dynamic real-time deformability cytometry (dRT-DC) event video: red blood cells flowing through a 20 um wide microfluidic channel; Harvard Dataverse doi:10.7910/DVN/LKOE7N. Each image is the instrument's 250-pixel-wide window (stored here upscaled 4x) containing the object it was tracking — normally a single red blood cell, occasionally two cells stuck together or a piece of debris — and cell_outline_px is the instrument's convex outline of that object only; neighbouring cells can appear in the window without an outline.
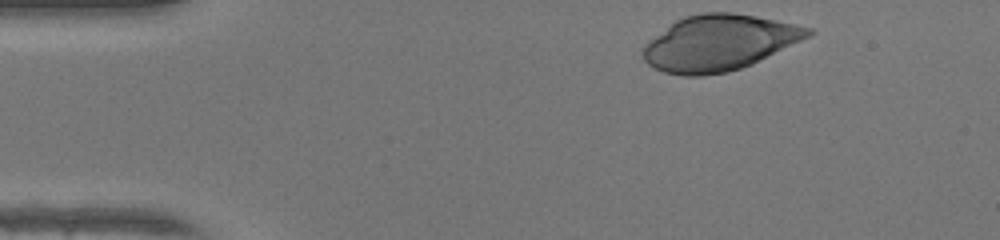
{"species": "human", "species_latin": "Homo sapiens", "temperature_condition": "warm", "stored_images_in_passage": 35, "camera_frame_rate_fps": 3000, "um_per_image_px": 0.085, "donor": {"sex": "female"}, "frame": {"image": 1, "passage_image": 1, "time_ms": 0.0, "image_size_px": [1000, 240], "cell_outline_px": [[816, 32], [752, 64], [740, 68], [724, 72], [704, 76], [684, 76], [664, 72], [648, 64], [644, 60], [644, 44], [648, 40], [676, 20], [684, 16], [704, 12], [732, 12], [756, 16], [776, 20], [812, 28]], "centroid_in_image_um": [61.09, 3.63], "position_along_channel_um": 23.9, "area_um2": 53.12}}
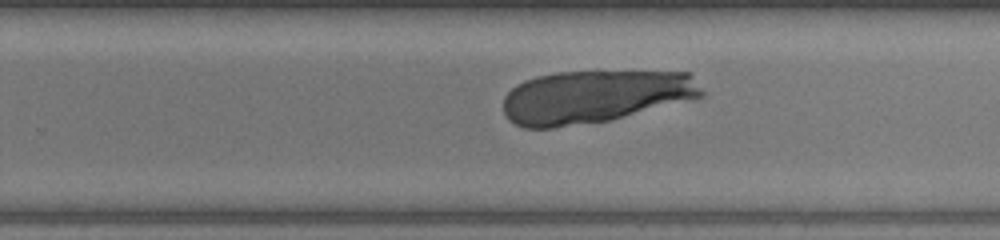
{"frame": {"image": 2, "passage_image": 25, "time_ms": 8.0, "image_size_px": [1000, 240], "cell_outline_px": [[704, 96], [696, 100], [612, 120], [552, 128], [524, 128], [508, 120], [504, 112], [504, 96], [516, 84], [524, 80], [536, 76], [556, 72], [692, 72], [704, 92]], "centroid_in_image_um": [50.61, 8.22], "position_along_channel_um": 279.2, "area_um2": 61.9}}
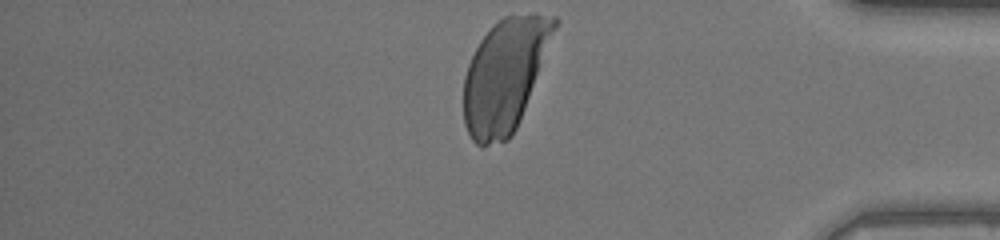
{"frame": {"image": 3, "passage_image": 35, "time_ms": 11.333, "image_size_px": [1000, 240], "cell_outline_px": [[560, 20], [520, 120], [512, 136], [508, 140], [484, 148], [480, 148], [472, 140], [464, 124], [464, 76], [468, 64], [480, 40], [504, 16], [532, 12], [536, 12], [556, 16]], "centroid_in_image_um": [42.92, 6.4], "position_along_channel_um": 392.3, "area_um2": 59.71}}